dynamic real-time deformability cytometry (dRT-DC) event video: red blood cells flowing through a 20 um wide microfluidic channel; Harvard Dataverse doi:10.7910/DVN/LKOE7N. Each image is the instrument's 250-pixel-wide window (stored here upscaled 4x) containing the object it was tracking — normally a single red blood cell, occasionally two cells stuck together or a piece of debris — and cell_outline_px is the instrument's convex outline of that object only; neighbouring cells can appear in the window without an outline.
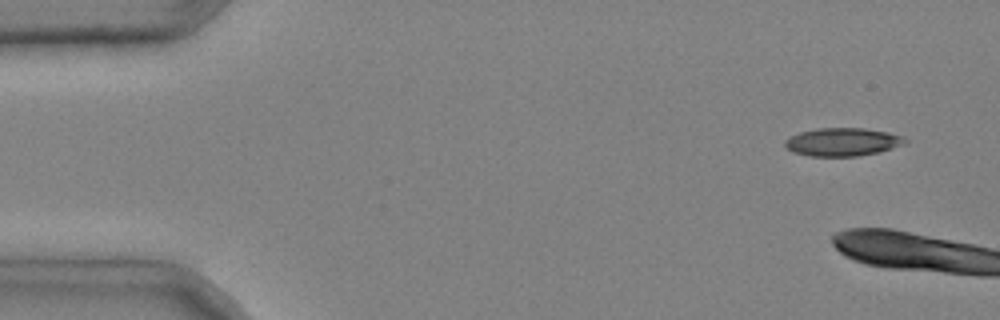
{"species": "common noctule bat (a hibernating species)", "species_latin": "Nyctalus noctula", "temperature_condition": "cold", "stored_images_in_passage": 5, "camera_frame_rate_fps": 3000, "um_per_image_px": 0.085, "animal": {"sex": "male", "body_mass_g": 20.4}, "frame": {"image": 1, "passage_image": 1, "time_ms": 0.0, "image_size_px": [1000, 320], "cell_outline_px": [[908, 140], [900, 144], [876, 152], [860, 156], [812, 156], [792, 152], [784, 144], [784, 140], [800, 132], [816, 128], [864, 128], [888, 132], [904, 136]], "centroid_in_image_um": [71.57, 12.05], "position_along_channel_um": 13.4, "area_um2": 19.42}}